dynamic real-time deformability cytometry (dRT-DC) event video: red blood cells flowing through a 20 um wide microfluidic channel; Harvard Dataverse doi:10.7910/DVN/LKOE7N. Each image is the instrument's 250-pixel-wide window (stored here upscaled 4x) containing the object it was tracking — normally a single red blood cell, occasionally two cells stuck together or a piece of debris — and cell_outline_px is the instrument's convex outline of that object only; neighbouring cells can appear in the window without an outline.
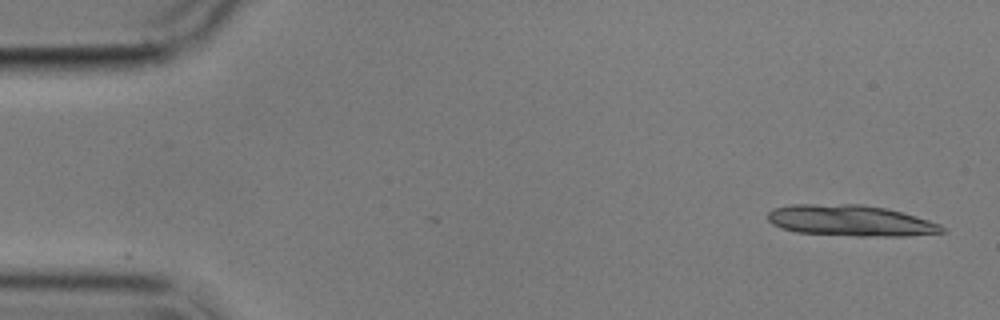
{"species": "common noctule bat (a hibernating species)", "species_latin": "Nyctalus noctula", "temperature_condition": "cold", "stored_images_in_passage": 4, "camera_frame_rate_fps": 3000, "um_per_image_px": 0.085, "animal": {"sex": "male", "body_mass_g": 17.9}, "frame": {"image": 1, "passage_image": 1, "time_ms": 0.0, "image_size_px": [1000, 320], "cell_outline_px": [[944, 232], [908, 236], [856, 236], [796, 232], [780, 228], [772, 224], [768, 220], [768, 212], [772, 208], [792, 204], [864, 204], [888, 208], [916, 216], [940, 224], [944, 228]], "centroid_in_image_um": [72.27, 18.74], "position_along_channel_um": 12.7, "area_um2": 31.79}}